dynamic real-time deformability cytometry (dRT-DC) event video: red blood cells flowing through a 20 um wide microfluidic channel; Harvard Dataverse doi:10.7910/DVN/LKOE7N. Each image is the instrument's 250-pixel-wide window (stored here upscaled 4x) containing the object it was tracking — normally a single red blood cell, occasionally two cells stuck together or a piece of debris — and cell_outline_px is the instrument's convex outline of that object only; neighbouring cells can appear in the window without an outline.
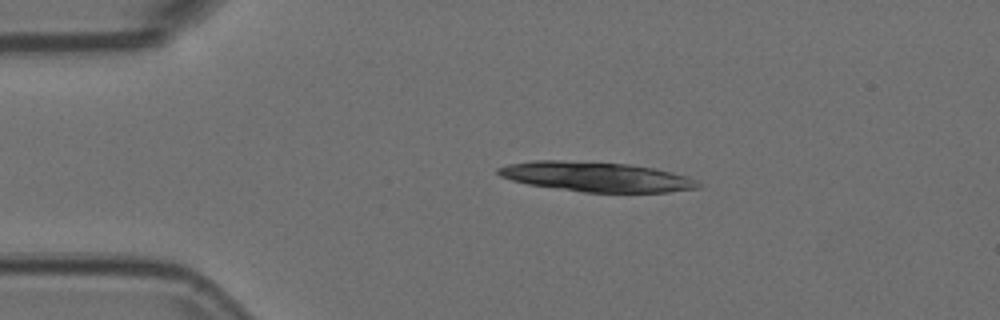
{"species": "Egyptian fruit bat (a non-hibernating species)", "species_latin": "Rousettus aegyptiacus", "temperature_condition": "room temperature", "stored_images_in_passage": 20, "camera_frame_rate_fps": 3000, "um_per_image_px": 0.085, "animal": {"sex": "female"}, "frame": {"image": 1, "passage_image": 9, "time_ms": 2.667, "image_size_px": [1000, 320], "cell_outline_px": [[704, 184], [700, 188], [668, 192], [584, 192], [528, 184], [512, 180], [500, 176], [496, 172], [496, 168], [508, 164], [536, 160], [556, 160], [628, 164], [656, 168], [688, 176]], "centroid_in_image_um": [50.72, 15.02], "position_along_channel_um": 34.3, "area_um2": 34.68}}